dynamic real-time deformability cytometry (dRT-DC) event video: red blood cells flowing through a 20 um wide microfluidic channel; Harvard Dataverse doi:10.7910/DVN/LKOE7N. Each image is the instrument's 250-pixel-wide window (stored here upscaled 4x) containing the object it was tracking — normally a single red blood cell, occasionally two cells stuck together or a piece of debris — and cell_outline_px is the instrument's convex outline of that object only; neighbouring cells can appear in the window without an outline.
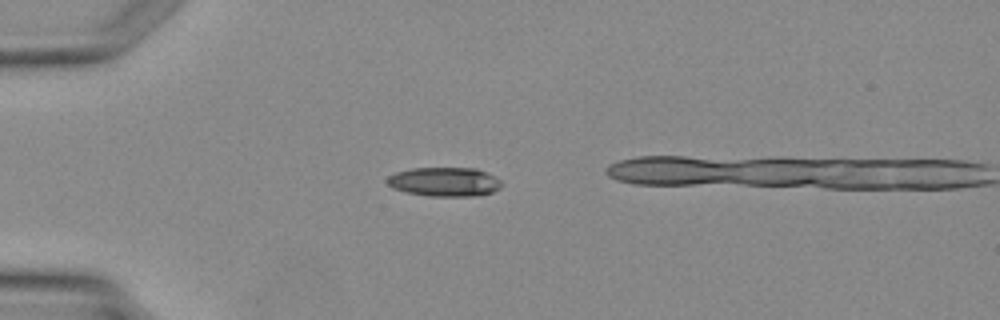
{"species": "Egyptian fruit bat (a non-hibernating species)", "species_latin": "Rousettus aegyptiacus", "temperature_condition": "warm", "stored_images_in_passage": 3, "camera_frame_rate_fps": 3000, "um_per_image_px": 0.085, "animal": {"sex": "female"}, "frame": {"image": 1, "passage_image": 3, "time_ms": 2.333, "image_size_px": [1000, 320], "cell_outline_px": [[504, 184], [500, 188], [492, 192], [476, 196], [428, 196], [408, 192], [392, 188], [384, 180], [388, 176], [396, 172], [412, 168], [476, 168], [496, 176]], "centroid_in_image_um": [37.8, 15.45], "position_along_channel_um": 47.2, "area_um2": 19.59}}